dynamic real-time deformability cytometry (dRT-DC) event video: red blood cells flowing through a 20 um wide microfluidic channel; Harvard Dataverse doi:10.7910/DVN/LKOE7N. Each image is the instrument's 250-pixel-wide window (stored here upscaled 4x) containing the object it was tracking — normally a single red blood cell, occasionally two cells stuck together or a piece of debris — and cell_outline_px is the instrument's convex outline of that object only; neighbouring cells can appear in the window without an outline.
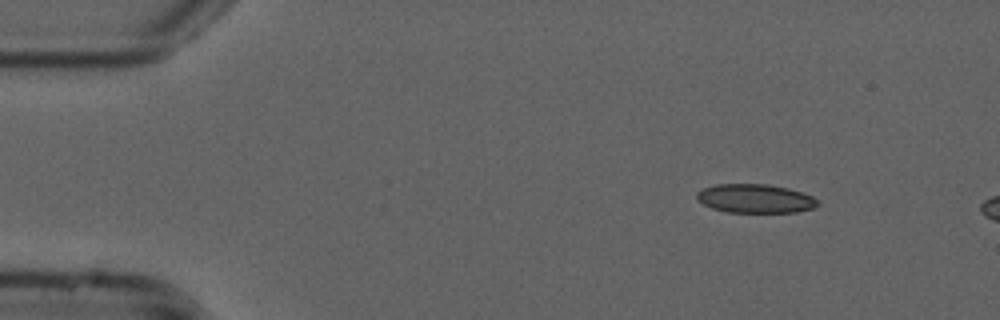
{"species": "common noctule bat (a hibernating species)", "species_latin": "Nyctalus noctula", "temperature_condition": "cold", "stored_images_in_passage": 8, "camera_frame_rate_fps": 3000, "um_per_image_px": 0.085, "animal": {"sex": "male", "forearm_length_mm": 52.5}, "frame": {"image": 1, "passage_image": 1, "time_ms": 0.0, "image_size_px": [1000, 320], "cell_outline_px": [[820, 204], [816, 208], [796, 212], [728, 212], [712, 208], [696, 200], [696, 192], [704, 188], [716, 184], [768, 184], [788, 188], [812, 196]], "centroid_in_image_um": [64.19, 16.88], "position_along_channel_um": 20.8, "area_um2": 20.35}}